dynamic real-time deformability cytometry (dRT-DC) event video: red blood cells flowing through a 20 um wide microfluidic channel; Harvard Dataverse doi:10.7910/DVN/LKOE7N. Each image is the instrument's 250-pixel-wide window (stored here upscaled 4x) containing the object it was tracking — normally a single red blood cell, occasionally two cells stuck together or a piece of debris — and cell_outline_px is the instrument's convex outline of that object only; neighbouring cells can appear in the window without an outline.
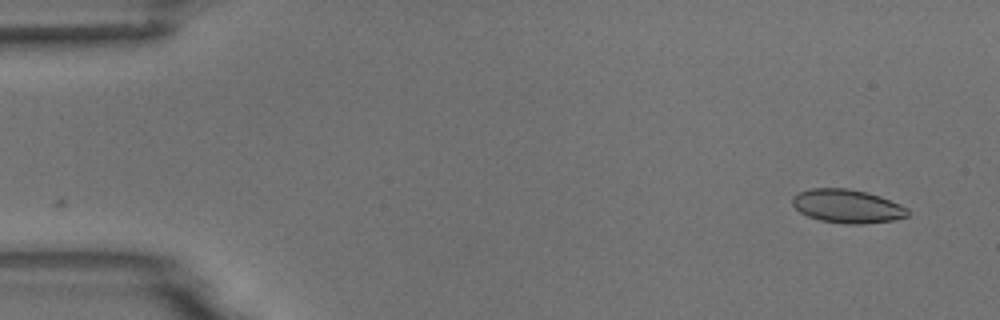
{"species": "common noctule bat (a hibernating species)", "species_latin": "Nyctalus noctula", "temperature_condition": "room temperature", "stored_images_in_passage": 2, "camera_frame_rate_fps": 3000, "um_per_image_px": 0.085, "animal": {"sex": "male", "body_mass_g": 18.8}, "frame": {"image": 1, "passage_image": 2, "time_ms": 0.333, "image_size_px": [1000, 320], "cell_outline_px": [[908, 216], [892, 220], [864, 224], [844, 224], [820, 220], [808, 216], [800, 212], [792, 204], [792, 196], [800, 192], [812, 188], [848, 188], [880, 196], [900, 204], [908, 208]], "centroid_in_image_um": [72.01, 17.53], "position_along_channel_um": 13.0, "area_um2": 22.48}}